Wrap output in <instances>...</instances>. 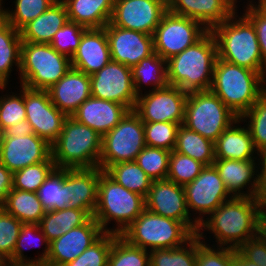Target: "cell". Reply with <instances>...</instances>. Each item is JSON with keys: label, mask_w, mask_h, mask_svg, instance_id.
Listing matches in <instances>:
<instances>
[{"label": "cell", "mask_w": 266, "mask_h": 266, "mask_svg": "<svg viewBox=\"0 0 266 266\" xmlns=\"http://www.w3.org/2000/svg\"><path fill=\"white\" fill-rule=\"evenodd\" d=\"M260 198L232 197L223 202L200 224L197 235L209 231L215 247L238 249L260 233Z\"/></svg>", "instance_id": "1"}, {"label": "cell", "mask_w": 266, "mask_h": 266, "mask_svg": "<svg viewBox=\"0 0 266 266\" xmlns=\"http://www.w3.org/2000/svg\"><path fill=\"white\" fill-rule=\"evenodd\" d=\"M217 54V43L209 30L200 40L167 61V79L189 93L209 90Z\"/></svg>", "instance_id": "2"}, {"label": "cell", "mask_w": 266, "mask_h": 266, "mask_svg": "<svg viewBox=\"0 0 266 266\" xmlns=\"http://www.w3.org/2000/svg\"><path fill=\"white\" fill-rule=\"evenodd\" d=\"M209 90L240 118L266 91V72H256L217 57Z\"/></svg>", "instance_id": "3"}, {"label": "cell", "mask_w": 266, "mask_h": 266, "mask_svg": "<svg viewBox=\"0 0 266 266\" xmlns=\"http://www.w3.org/2000/svg\"><path fill=\"white\" fill-rule=\"evenodd\" d=\"M234 12L210 31L217 43L218 58L256 72H266L257 33L252 22Z\"/></svg>", "instance_id": "4"}, {"label": "cell", "mask_w": 266, "mask_h": 266, "mask_svg": "<svg viewBox=\"0 0 266 266\" xmlns=\"http://www.w3.org/2000/svg\"><path fill=\"white\" fill-rule=\"evenodd\" d=\"M146 209L145 197L129 191L105 171L100 172L97 206L93 217L103 232L121 235L122 232ZM116 224L108 228L111 221Z\"/></svg>", "instance_id": "5"}, {"label": "cell", "mask_w": 266, "mask_h": 266, "mask_svg": "<svg viewBox=\"0 0 266 266\" xmlns=\"http://www.w3.org/2000/svg\"><path fill=\"white\" fill-rule=\"evenodd\" d=\"M51 149L56 168H96L99 167L102 136L68 116Z\"/></svg>", "instance_id": "6"}, {"label": "cell", "mask_w": 266, "mask_h": 266, "mask_svg": "<svg viewBox=\"0 0 266 266\" xmlns=\"http://www.w3.org/2000/svg\"><path fill=\"white\" fill-rule=\"evenodd\" d=\"M194 235L183 222L145 209L120 236L133 246L151 251L182 246Z\"/></svg>", "instance_id": "7"}, {"label": "cell", "mask_w": 266, "mask_h": 266, "mask_svg": "<svg viewBox=\"0 0 266 266\" xmlns=\"http://www.w3.org/2000/svg\"><path fill=\"white\" fill-rule=\"evenodd\" d=\"M71 68V59L58 53L50 44L21 43L20 85L48 90Z\"/></svg>", "instance_id": "8"}, {"label": "cell", "mask_w": 266, "mask_h": 266, "mask_svg": "<svg viewBox=\"0 0 266 266\" xmlns=\"http://www.w3.org/2000/svg\"><path fill=\"white\" fill-rule=\"evenodd\" d=\"M239 117L210 90L189 92L183 125L215 142Z\"/></svg>", "instance_id": "9"}, {"label": "cell", "mask_w": 266, "mask_h": 266, "mask_svg": "<svg viewBox=\"0 0 266 266\" xmlns=\"http://www.w3.org/2000/svg\"><path fill=\"white\" fill-rule=\"evenodd\" d=\"M145 146L144 122L134 110H129L119 124L102 137L99 168L106 171L116 163L135 161Z\"/></svg>", "instance_id": "10"}, {"label": "cell", "mask_w": 266, "mask_h": 266, "mask_svg": "<svg viewBox=\"0 0 266 266\" xmlns=\"http://www.w3.org/2000/svg\"><path fill=\"white\" fill-rule=\"evenodd\" d=\"M208 31L197 20L167 11L152 35L154 52L168 60L195 44Z\"/></svg>", "instance_id": "11"}, {"label": "cell", "mask_w": 266, "mask_h": 266, "mask_svg": "<svg viewBox=\"0 0 266 266\" xmlns=\"http://www.w3.org/2000/svg\"><path fill=\"white\" fill-rule=\"evenodd\" d=\"M183 188L188 211L190 215L192 212L191 216L195 214L194 219L198 224L223 202L232 198L214 165L205 166L200 174Z\"/></svg>", "instance_id": "12"}, {"label": "cell", "mask_w": 266, "mask_h": 266, "mask_svg": "<svg viewBox=\"0 0 266 266\" xmlns=\"http://www.w3.org/2000/svg\"><path fill=\"white\" fill-rule=\"evenodd\" d=\"M188 93L176 86L145 91L137 96L134 111L143 122H170L183 125Z\"/></svg>", "instance_id": "13"}, {"label": "cell", "mask_w": 266, "mask_h": 266, "mask_svg": "<svg viewBox=\"0 0 266 266\" xmlns=\"http://www.w3.org/2000/svg\"><path fill=\"white\" fill-rule=\"evenodd\" d=\"M91 95L116 102L133 110L136 104L131 67L110 60L100 71L90 75Z\"/></svg>", "instance_id": "14"}, {"label": "cell", "mask_w": 266, "mask_h": 266, "mask_svg": "<svg viewBox=\"0 0 266 266\" xmlns=\"http://www.w3.org/2000/svg\"><path fill=\"white\" fill-rule=\"evenodd\" d=\"M26 120L33 133L52 145L59 137L68 117L50 100L47 90H35L24 86Z\"/></svg>", "instance_id": "15"}, {"label": "cell", "mask_w": 266, "mask_h": 266, "mask_svg": "<svg viewBox=\"0 0 266 266\" xmlns=\"http://www.w3.org/2000/svg\"><path fill=\"white\" fill-rule=\"evenodd\" d=\"M167 11V0H114L110 23L153 35Z\"/></svg>", "instance_id": "16"}, {"label": "cell", "mask_w": 266, "mask_h": 266, "mask_svg": "<svg viewBox=\"0 0 266 266\" xmlns=\"http://www.w3.org/2000/svg\"><path fill=\"white\" fill-rule=\"evenodd\" d=\"M145 202L146 209L150 212L183 222L197 234L199 224L188 211L183 186L168 179L152 181Z\"/></svg>", "instance_id": "17"}, {"label": "cell", "mask_w": 266, "mask_h": 266, "mask_svg": "<svg viewBox=\"0 0 266 266\" xmlns=\"http://www.w3.org/2000/svg\"><path fill=\"white\" fill-rule=\"evenodd\" d=\"M213 165L218 170L220 178L232 197L260 198L262 177L259 159H215ZM244 188L248 190L246 189L245 192Z\"/></svg>", "instance_id": "18"}, {"label": "cell", "mask_w": 266, "mask_h": 266, "mask_svg": "<svg viewBox=\"0 0 266 266\" xmlns=\"http://www.w3.org/2000/svg\"><path fill=\"white\" fill-rule=\"evenodd\" d=\"M43 161H53L51 145L36 134L22 137L3 136L0 164L12 172Z\"/></svg>", "instance_id": "19"}, {"label": "cell", "mask_w": 266, "mask_h": 266, "mask_svg": "<svg viewBox=\"0 0 266 266\" xmlns=\"http://www.w3.org/2000/svg\"><path fill=\"white\" fill-rule=\"evenodd\" d=\"M111 60L133 67L154 53L153 36L140 31L120 28L110 22L104 27Z\"/></svg>", "instance_id": "20"}, {"label": "cell", "mask_w": 266, "mask_h": 266, "mask_svg": "<svg viewBox=\"0 0 266 266\" xmlns=\"http://www.w3.org/2000/svg\"><path fill=\"white\" fill-rule=\"evenodd\" d=\"M98 222L92 216L85 224L71 229L49 244V255L44 266H63L73 261L102 234Z\"/></svg>", "instance_id": "21"}, {"label": "cell", "mask_w": 266, "mask_h": 266, "mask_svg": "<svg viewBox=\"0 0 266 266\" xmlns=\"http://www.w3.org/2000/svg\"><path fill=\"white\" fill-rule=\"evenodd\" d=\"M237 3V0H167L169 12L197 20L208 30L238 11Z\"/></svg>", "instance_id": "22"}, {"label": "cell", "mask_w": 266, "mask_h": 266, "mask_svg": "<svg viewBox=\"0 0 266 266\" xmlns=\"http://www.w3.org/2000/svg\"><path fill=\"white\" fill-rule=\"evenodd\" d=\"M111 60L105 28H88L71 57V67L92 75L100 71Z\"/></svg>", "instance_id": "23"}, {"label": "cell", "mask_w": 266, "mask_h": 266, "mask_svg": "<svg viewBox=\"0 0 266 266\" xmlns=\"http://www.w3.org/2000/svg\"><path fill=\"white\" fill-rule=\"evenodd\" d=\"M47 92L52 103L61 112L72 116L77 108L92 96L90 76L71 67Z\"/></svg>", "instance_id": "24"}, {"label": "cell", "mask_w": 266, "mask_h": 266, "mask_svg": "<svg viewBox=\"0 0 266 266\" xmlns=\"http://www.w3.org/2000/svg\"><path fill=\"white\" fill-rule=\"evenodd\" d=\"M128 111L129 109L122 104L91 96L77 108L71 117L103 137L119 124Z\"/></svg>", "instance_id": "25"}, {"label": "cell", "mask_w": 266, "mask_h": 266, "mask_svg": "<svg viewBox=\"0 0 266 266\" xmlns=\"http://www.w3.org/2000/svg\"><path fill=\"white\" fill-rule=\"evenodd\" d=\"M101 168L67 169L69 207L88 211L92 216L97 206Z\"/></svg>", "instance_id": "26"}, {"label": "cell", "mask_w": 266, "mask_h": 266, "mask_svg": "<svg viewBox=\"0 0 266 266\" xmlns=\"http://www.w3.org/2000/svg\"><path fill=\"white\" fill-rule=\"evenodd\" d=\"M241 122V118L235 120L214 142L215 159H259L251 133L246 124L241 126Z\"/></svg>", "instance_id": "27"}, {"label": "cell", "mask_w": 266, "mask_h": 266, "mask_svg": "<svg viewBox=\"0 0 266 266\" xmlns=\"http://www.w3.org/2000/svg\"><path fill=\"white\" fill-rule=\"evenodd\" d=\"M64 3L57 0L44 13L20 30L23 42L50 44L55 33L68 21Z\"/></svg>", "instance_id": "28"}, {"label": "cell", "mask_w": 266, "mask_h": 266, "mask_svg": "<svg viewBox=\"0 0 266 266\" xmlns=\"http://www.w3.org/2000/svg\"><path fill=\"white\" fill-rule=\"evenodd\" d=\"M68 19L85 28H103L110 22L114 0H61Z\"/></svg>", "instance_id": "29"}, {"label": "cell", "mask_w": 266, "mask_h": 266, "mask_svg": "<svg viewBox=\"0 0 266 266\" xmlns=\"http://www.w3.org/2000/svg\"><path fill=\"white\" fill-rule=\"evenodd\" d=\"M22 39L20 31L16 30L6 20L0 23V91L7 88L13 66L20 70Z\"/></svg>", "instance_id": "30"}, {"label": "cell", "mask_w": 266, "mask_h": 266, "mask_svg": "<svg viewBox=\"0 0 266 266\" xmlns=\"http://www.w3.org/2000/svg\"><path fill=\"white\" fill-rule=\"evenodd\" d=\"M91 217L88 211L66 207L62 210L46 211L39 226L51 242L71 229L85 224Z\"/></svg>", "instance_id": "31"}, {"label": "cell", "mask_w": 266, "mask_h": 266, "mask_svg": "<svg viewBox=\"0 0 266 266\" xmlns=\"http://www.w3.org/2000/svg\"><path fill=\"white\" fill-rule=\"evenodd\" d=\"M1 208L22 223L30 224H39L46 212L37 193L13 188Z\"/></svg>", "instance_id": "32"}, {"label": "cell", "mask_w": 266, "mask_h": 266, "mask_svg": "<svg viewBox=\"0 0 266 266\" xmlns=\"http://www.w3.org/2000/svg\"><path fill=\"white\" fill-rule=\"evenodd\" d=\"M131 69L135 94L137 96L142 94L143 84L145 87L146 85L152 86L151 91L163 89L169 85L167 79V61L155 52L149 57L142 59Z\"/></svg>", "instance_id": "33"}, {"label": "cell", "mask_w": 266, "mask_h": 266, "mask_svg": "<svg viewBox=\"0 0 266 266\" xmlns=\"http://www.w3.org/2000/svg\"><path fill=\"white\" fill-rule=\"evenodd\" d=\"M173 150L200 161L205 166H211L215 161L214 142L184 125H180L177 129Z\"/></svg>", "instance_id": "34"}, {"label": "cell", "mask_w": 266, "mask_h": 266, "mask_svg": "<svg viewBox=\"0 0 266 266\" xmlns=\"http://www.w3.org/2000/svg\"><path fill=\"white\" fill-rule=\"evenodd\" d=\"M37 194L45 211L69 207L67 169L55 168L39 187Z\"/></svg>", "instance_id": "35"}, {"label": "cell", "mask_w": 266, "mask_h": 266, "mask_svg": "<svg viewBox=\"0 0 266 266\" xmlns=\"http://www.w3.org/2000/svg\"><path fill=\"white\" fill-rule=\"evenodd\" d=\"M34 237L35 239L38 238L37 241L39 242H36V240H32L34 239ZM44 244H45V247H44L42 254L38 253V256H36L35 258L30 259L29 257H27V255H24V249L31 248V246L39 247V245H44ZM49 244L50 242L45 237L39 224L23 223L21 225V229H20L19 236L16 242V246L13 251V262L14 263H31V264H35L38 266H44V264L47 262L48 255H49Z\"/></svg>", "instance_id": "36"}, {"label": "cell", "mask_w": 266, "mask_h": 266, "mask_svg": "<svg viewBox=\"0 0 266 266\" xmlns=\"http://www.w3.org/2000/svg\"><path fill=\"white\" fill-rule=\"evenodd\" d=\"M105 172L129 191L145 198L153 181L135 161L116 163Z\"/></svg>", "instance_id": "37"}, {"label": "cell", "mask_w": 266, "mask_h": 266, "mask_svg": "<svg viewBox=\"0 0 266 266\" xmlns=\"http://www.w3.org/2000/svg\"><path fill=\"white\" fill-rule=\"evenodd\" d=\"M150 266H196L197 234L184 245L149 251Z\"/></svg>", "instance_id": "38"}, {"label": "cell", "mask_w": 266, "mask_h": 266, "mask_svg": "<svg viewBox=\"0 0 266 266\" xmlns=\"http://www.w3.org/2000/svg\"><path fill=\"white\" fill-rule=\"evenodd\" d=\"M107 266H150L149 251L129 244L118 235L113 240Z\"/></svg>", "instance_id": "39"}, {"label": "cell", "mask_w": 266, "mask_h": 266, "mask_svg": "<svg viewBox=\"0 0 266 266\" xmlns=\"http://www.w3.org/2000/svg\"><path fill=\"white\" fill-rule=\"evenodd\" d=\"M57 0H14L15 9H5V20L20 31L44 13Z\"/></svg>", "instance_id": "40"}, {"label": "cell", "mask_w": 266, "mask_h": 266, "mask_svg": "<svg viewBox=\"0 0 266 266\" xmlns=\"http://www.w3.org/2000/svg\"><path fill=\"white\" fill-rule=\"evenodd\" d=\"M170 155L171 151L146 145L135 162L153 181L163 180L168 174Z\"/></svg>", "instance_id": "41"}, {"label": "cell", "mask_w": 266, "mask_h": 266, "mask_svg": "<svg viewBox=\"0 0 266 266\" xmlns=\"http://www.w3.org/2000/svg\"><path fill=\"white\" fill-rule=\"evenodd\" d=\"M240 118L242 123H247L254 147L259 153L266 147V91Z\"/></svg>", "instance_id": "42"}, {"label": "cell", "mask_w": 266, "mask_h": 266, "mask_svg": "<svg viewBox=\"0 0 266 266\" xmlns=\"http://www.w3.org/2000/svg\"><path fill=\"white\" fill-rule=\"evenodd\" d=\"M56 168L54 161H43L13 172V189L37 193L49 174Z\"/></svg>", "instance_id": "43"}, {"label": "cell", "mask_w": 266, "mask_h": 266, "mask_svg": "<svg viewBox=\"0 0 266 266\" xmlns=\"http://www.w3.org/2000/svg\"><path fill=\"white\" fill-rule=\"evenodd\" d=\"M204 167L205 165L200 161L173 150L169 159V169L166 179L184 186L192 182Z\"/></svg>", "instance_id": "44"}, {"label": "cell", "mask_w": 266, "mask_h": 266, "mask_svg": "<svg viewBox=\"0 0 266 266\" xmlns=\"http://www.w3.org/2000/svg\"><path fill=\"white\" fill-rule=\"evenodd\" d=\"M117 236V234L104 232L82 254L63 266H107L112 243Z\"/></svg>", "instance_id": "45"}, {"label": "cell", "mask_w": 266, "mask_h": 266, "mask_svg": "<svg viewBox=\"0 0 266 266\" xmlns=\"http://www.w3.org/2000/svg\"><path fill=\"white\" fill-rule=\"evenodd\" d=\"M179 124L170 122H144L145 144L173 151Z\"/></svg>", "instance_id": "46"}, {"label": "cell", "mask_w": 266, "mask_h": 266, "mask_svg": "<svg viewBox=\"0 0 266 266\" xmlns=\"http://www.w3.org/2000/svg\"><path fill=\"white\" fill-rule=\"evenodd\" d=\"M20 87L19 94L11 92V95L9 92V94L0 95V128L2 131L26 119L24 86L20 85Z\"/></svg>", "instance_id": "47"}, {"label": "cell", "mask_w": 266, "mask_h": 266, "mask_svg": "<svg viewBox=\"0 0 266 266\" xmlns=\"http://www.w3.org/2000/svg\"><path fill=\"white\" fill-rule=\"evenodd\" d=\"M23 223L0 208V261L13 262V251Z\"/></svg>", "instance_id": "48"}, {"label": "cell", "mask_w": 266, "mask_h": 266, "mask_svg": "<svg viewBox=\"0 0 266 266\" xmlns=\"http://www.w3.org/2000/svg\"><path fill=\"white\" fill-rule=\"evenodd\" d=\"M87 28L68 20L53 36L50 45L71 59L78 49L82 35Z\"/></svg>", "instance_id": "49"}, {"label": "cell", "mask_w": 266, "mask_h": 266, "mask_svg": "<svg viewBox=\"0 0 266 266\" xmlns=\"http://www.w3.org/2000/svg\"><path fill=\"white\" fill-rule=\"evenodd\" d=\"M206 235H197L196 266H229L231 256L236 249L210 246L204 239Z\"/></svg>", "instance_id": "50"}, {"label": "cell", "mask_w": 266, "mask_h": 266, "mask_svg": "<svg viewBox=\"0 0 266 266\" xmlns=\"http://www.w3.org/2000/svg\"><path fill=\"white\" fill-rule=\"evenodd\" d=\"M244 14L254 25L257 33L263 64L266 66V12L261 10L253 0L246 3Z\"/></svg>", "instance_id": "51"}, {"label": "cell", "mask_w": 266, "mask_h": 266, "mask_svg": "<svg viewBox=\"0 0 266 266\" xmlns=\"http://www.w3.org/2000/svg\"><path fill=\"white\" fill-rule=\"evenodd\" d=\"M237 251L247 260L259 266H266V239L259 233L248 239Z\"/></svg>", "instance_id": "52"}, {"label": "cell", "mask_w": 266, "mask_h": 266, "mask_svg": "<svg viewBox=\"0 0 266 266\" xmlns=\"http://www.w3.org/2000/svg\"><path fill=\"white\" fill-rule=\"evenodd\" d=\"M13 188V172L0 164V208Z\"/></svg>", "instance_id": "53"}, {"label": "cell", "mask_w": 266, "mask_h": 266, "mask_svg": "<svg viewBox=\"0 0 266 266\" xmlns=\"http://www.w3.org/2000/svg\"><path fill=\"white\" fill-rule=\"evenodd\" d=\"M33 134L31 124L25 119L3 131V136L22 137Z\"/></svg>", "instance_id": "54"}, {"label": "cell", "mask_w": 266, "mask_h": 266, "mask_svg": "<svg viewBox=\"0 0 266 266\" xmlns=\"http://www.w3.org/2000/svg\"><path fill=\"white\" fill-rule=\"evenodd\" d=\"M229 266H250V261H247L237 250L231 256Z\"/></svg>", "instance_id": "55"}, {"label": "cell", "mask_w": 266, "mask_h": 266, "mask_svg": "<svg viewBox=\"0 0 266 266\" xmlns=\"http://www.w3.org/2000/svg\"><path fill=\"white\" fill-rule=\"evenodd\" d=\"M259 166L261 177L266 176V147L259 152Z\"/></svg>", "instance_id": "56"}, {"label": "cell", "mask_w": 266, "mask_h": 266, "mask_svg": "<svg viewBox=\"0 0 266 266\" xmlns=\"http://www.w3.org/2000/svg\"><path fill=\"white\" fill-rule=\"evenodd\" d=\"M260 203L262 207H266V176L262 178V191L260 195Z\"/></svg>", "instance_id": "57"}, {"label": "cell", "mask_w": 266, "mask_h": 266, "mask_svg": "<svg viewBox=\"0 0 266 266\" xmlns=\"http://www.w3.org/2000/svg\"><path fill=\"white\" fill-rule=\"evenodd\" d=\"M0 266H38L31 263H14L11 261H0Z\"/></svg>", "instance_id": "58"}, {"label": "cell", "mask_w": 266, "mask_h": 266, "mask_svg": "<svg viewBox=\"0 0 266 266\" xmlns=\"http://www.w3.org/2000/svg\"><path fill=\"white\" fill-rule=\"evenodd\" d=\"M3 5V0H0V23L5 20V7Z\"/></svg>", "instance_id": "59"}, {"label": "cell", "mask_w": 266, "mask_h": 266, "mask_svg": "<svg viewBox=\"0 0 266 266\" xmlns=\"http://www.w3.org/2000/svg\"><path fill=\"white\" fill-rule=\"evenodd\" d=\"M254 3H258V7L261 9V10H263L264 12H266V0H258V1H256L255 2V0H254Z\"/></svg>", "instance_id": "60"}, {"label": "cell", "mask_w": 266, "mask_h": 266, "mask_svg": "<svg viewBox=\"0 0 266 266\" xmlns=\"http://www.w3.org/2000/svg\"><path fill=\"white\" fill-rule=\"evenodd\" d=\"M2 137H3V131L0 128V150H1Z\"/></svg>", "instance_id": "61"}, {"label": "cell", "mask_w": 266, "mask_h": 266, "mask_svg": "<svg viewBox=\"0 0 266 266\" xmlns=\"http://www.w3.org/2000/svg\"><path fill=\"white\" fill-rule=\"evenodd\" d=\"M250 266H259V265L250 262Z\"/></svg>", "instance_id": "62"}]
</instances>
